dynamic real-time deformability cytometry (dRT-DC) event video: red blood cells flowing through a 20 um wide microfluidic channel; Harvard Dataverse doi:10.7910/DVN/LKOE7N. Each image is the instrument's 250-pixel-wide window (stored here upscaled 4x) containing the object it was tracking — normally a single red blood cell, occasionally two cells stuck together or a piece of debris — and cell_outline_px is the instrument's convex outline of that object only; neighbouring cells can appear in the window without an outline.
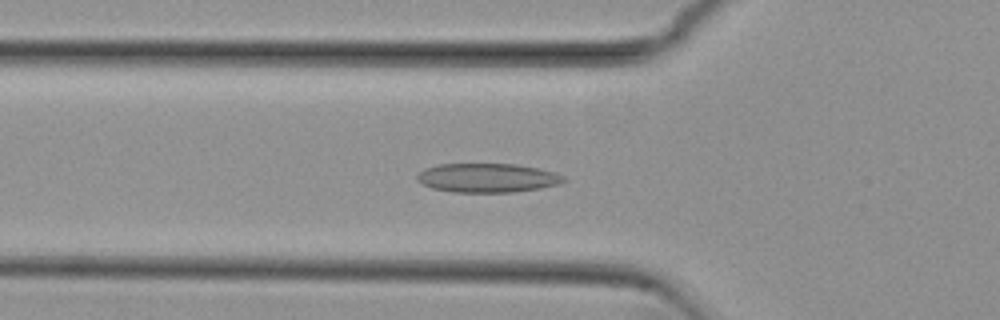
{"species": "common noctule bat (a hibernating species)", "species_latin": "Nyctalus noctula", "temperature_condition": "cold", "stored_images_in_passage": 52, "camera_frame_rate_fps": 3000, "um_per_image_px": 0.085, "animal": {"sex": "female", "body_mass_g": 29.2, "forearm_length_mm": 56.3}, "frame": {"image": 1, "passage_image": 17, "time_ms": 5.333, "image_size_px": [1000, 320], "cell_outline_px": [[568, 180], [560, 184], [540, 188], [512, 192], [452, 192], [432, 188], [416, 180], [416, 176], [424, 168], [440, 164], [516, 164], [536, 168], [552, 172], [564, 176]], "centroid_in_image_um": [41.42, 15.12], "position_along_channel_um": 84.4, "area_um2": 24.74}}
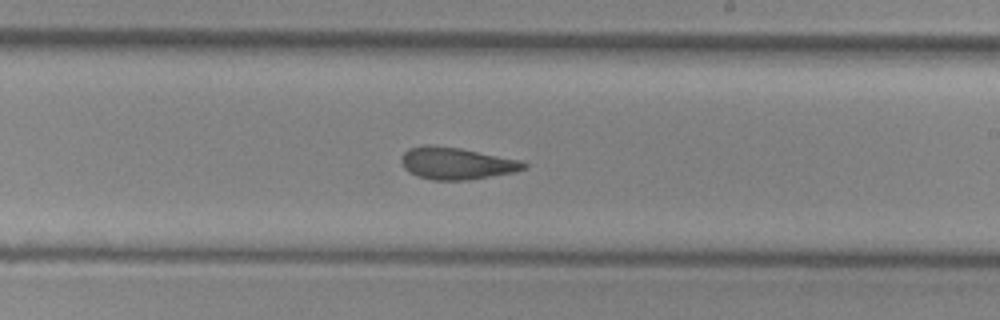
{"frame": {"image": 2, "passage_image": 30, "time_ms": 9.667, "image_size_px": [1000, 320], "cell_outline_px": [[528, 168], [516, 172], [468, 180], [432, 180], [416, 176], [408, 172], [404, 168], [400, 160], [400, 156], [408, 148], [424, 144], [428, 144], [460, 148], [520, 160], [528, 164]], "centroid_in_image_um": [38.77, 13.88], "position_along_channel_um": 250.2, "area_um2": 23.18}}
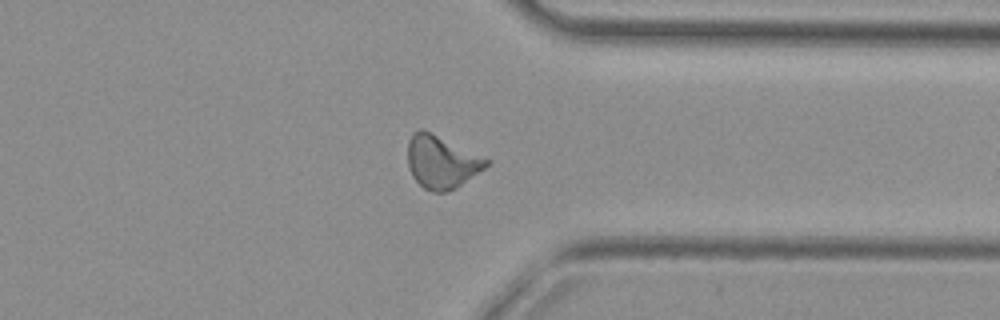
{"frame": {"image": 3, "passage_image": 40, "time_ms": 13.0, "image_size_px": [1000, 320], "cell_outline_px": [[492, 160], [484, 168], [456, 188], [448, 192], [432, 192], [424, 188], [412, 176], [408, 168], [408, 140], [412, 132], [420, 128], [424, 128]], "centroid_in_image_um": [37.51, 13.73], "position_along_channel_um": 373.9, "area_um2": 24.51}, "authors_computed_cell_mechanics": {"area_um2": 23.7558, "velocity_mm_per_s": 3.8154, "shape_relaxation_time_tau1_ms": null, "shape_relaxation_time_tau2_ms": 2.609, "deformation_change_tau1": null, "deformation_change_tau2": 0.1061}}